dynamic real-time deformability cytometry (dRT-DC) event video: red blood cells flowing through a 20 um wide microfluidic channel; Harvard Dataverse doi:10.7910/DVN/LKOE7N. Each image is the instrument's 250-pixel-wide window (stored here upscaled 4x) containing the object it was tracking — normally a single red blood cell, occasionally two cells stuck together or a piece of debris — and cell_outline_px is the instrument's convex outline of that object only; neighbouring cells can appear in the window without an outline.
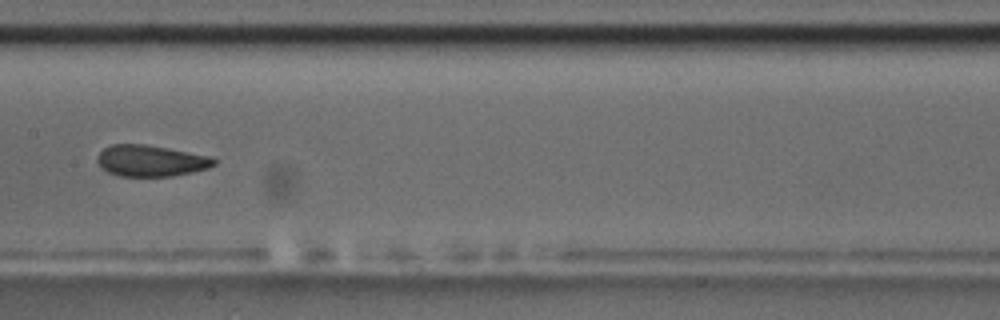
{"species": "common noctule bat (a hibernating species)", "species_latin": "Nyctalus noctula", "temperature_condition": "room temperature", "stored_images_in_passage": 9, "camera_frame_rate_fps": 3000, "um_per_image_px": 0.085, "animal": {"sex": "male", "body_mass_g": 17.5, "forearm_length_mm": 52.3}, "frame": {"image": 1, "passage_image": 7, "time_ms": 6.667, "image_size_px": [1000, 320], "cell_outline_px": [[216, 164], [208, 168], [192, 172], [172, 176], [120, 176], [108, 172], [100, 168], [96, 160], [100, 152], [104, 148], [112, 144], [144, 144], [168, 148], [212, 156], [216, 160]], "centroid_in_image_um": [12.82, 13.66], "position_along_channel_um": 194.6, "area_um2": 21.39}}